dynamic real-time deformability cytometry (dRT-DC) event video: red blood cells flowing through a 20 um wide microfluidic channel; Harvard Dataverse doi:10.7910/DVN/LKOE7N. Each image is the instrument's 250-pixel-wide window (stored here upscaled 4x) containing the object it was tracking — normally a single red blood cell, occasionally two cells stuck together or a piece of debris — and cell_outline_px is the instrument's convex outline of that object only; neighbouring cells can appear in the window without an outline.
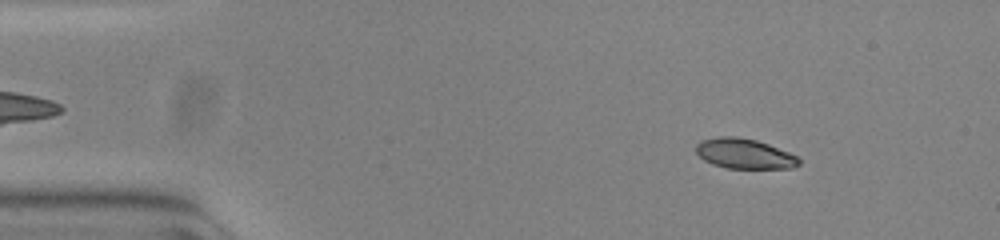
{"species": "common noctule bat (a hibernating species)", "species_latin": "Nyctalus noctula", "temperature_condition": "warm", "stored_images_in_passage": 54, "camera_frame_rate_fps": 3000, "um_per_image_px": 0.085, "animal": {"sex": "female", "body_mass_g": 23.0, "forearm_length_mm": 53.4}, "frame": {"image": 1, "passage_image": 7, "time_ms": 2.0, "image_size_px": [1000, 240], "cell_outline_px": [[800, 164], [792, 168], [728, 168], [712, 164], [704, 160], [696, 152], [696, 144], [700, 140], [720, 136], [736, 136], [756, 140], [768, 144], [788, 152], [796, 156], [800, 160]], "centroid_in_image_um": [63.25, 13.05], "position_along_channel_um": 21.8, "area_um2": 17.98}}
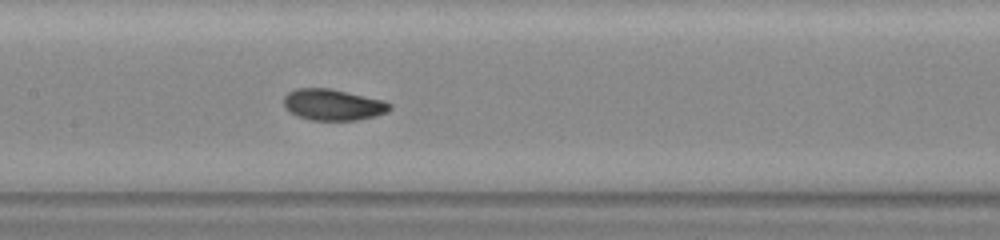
{"frame": {"image": 2, "passage_image": 26, "time_ms": 8.333, "image_size_px": [1000, 240], "cell_outline_px": [[392, 108], [384, 112], [372, 116], [356, 120], [312, 120], [296, 116], [288, 112], [284, 108], [284, 96], [288, 92], [296, 88], [328, 88], [380, 100], [392, 104]], "centroid_in_image_um": [28.21, 8.9], "position_along_channel_um": 179.2, "area_um2": 19.02}}
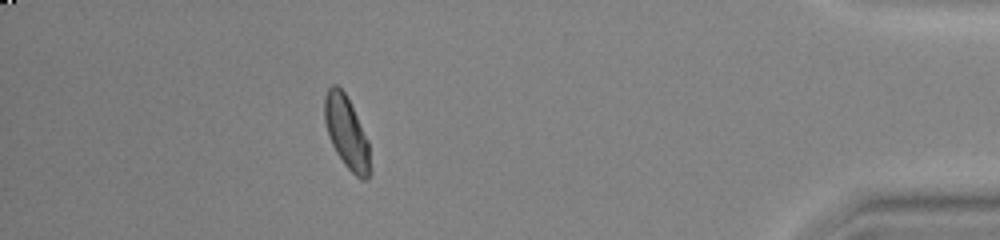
{"frame": {"image": 3, "passage_image": 48, "time_ms": 15.667, "image_size_px": [1000, 240], "cell_outline_px": [[372, 172], [368, 180], [360, 180], [344, 164], [336, 152], [328, 136], [324, 120], [324, 96], [328, 88], [332, 84], [336, 84], [344, 92], [368, 140]], "centroid_in_image_um": [29.47, 11.32], "position_along_channel_um": 405.7, "area_um2": 19.25}, "authors_computed_cell_mechanics": {"area_um2": 19.0162, "velocity_mm_per_s": 3.7995, "shape_relaxation_time_tau1_ms": 3.6891, "shape_relaxation_time_tau2_ms": 1.4482, "deformation_change_tau1": 0.1454, "deformation_change_tau2": 0.0414}}